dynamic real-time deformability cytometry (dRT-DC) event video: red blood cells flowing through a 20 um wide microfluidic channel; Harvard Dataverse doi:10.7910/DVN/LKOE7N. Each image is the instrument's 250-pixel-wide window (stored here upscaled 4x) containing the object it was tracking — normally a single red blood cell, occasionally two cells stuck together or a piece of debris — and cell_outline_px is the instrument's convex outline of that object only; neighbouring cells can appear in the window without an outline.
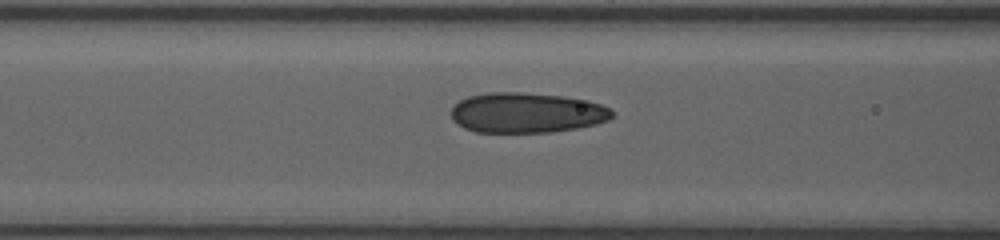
{"species": "human", "species_latin": "Homo sapiens", "temperature_condition": "room temperature", "stored_images_in_passage": 42, "camera_frame_rate_fps": 3000, "um_per_image_px": 0.085, "donor": {"sex": "female"}, "frame": {"image": 1, "passage_image": 19, "time_ms": 6.0, "image_size_px": [1000, 240], "cell_outline_px": [[612, 116], [608, 120], [596, 124], [576, 128], [552, 132], [476, 132], [464, 128], [452, 120], [452, 108], [460, 100], [468, 96], [488, 92], [520, 92], [564, 96], [588, 100], [600, 104], [608, 108], [612, 112]], "centroid_in_image_um": [44.75, 9.58], "position_along_channel_um": 121.8, "area_um2": 37.69}}
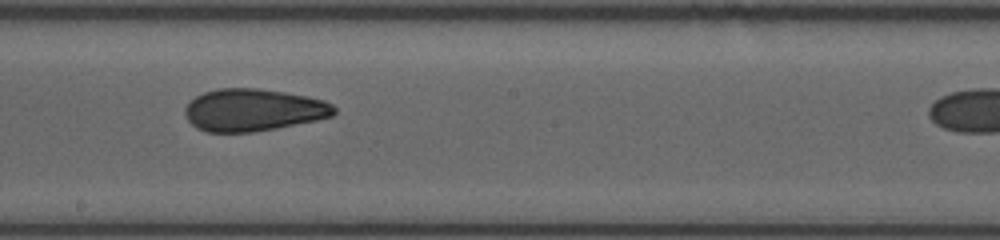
{"frame": {"image": 2, "passage_image": 27, "time_ms": 8.667, "image_size_px": [1000, 240], "cell_outline_px": [[336, 112], [332, 116], [316, 120], [276, 128], [252, 132], [208, 132], [196, 128], [188, 120], [184, 112], [184, 108], [196, 96], [204, 92], [216, 88], [256, 88], [284, 92], [308, 96], [324, 100], [332, 104], [336, 108]], "centroid_in_image_um": [21.53, 9.34], "position_along_channel_um": 226.7, "area_um2": 36.76}}
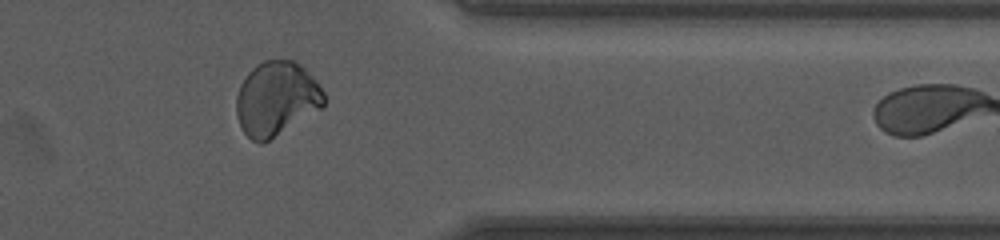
{"frame": {"image": 3, "passage_image": 40, "time_ms": 13.0, "image_size_px": [1000, 240], "cell_outline_px": [[324, 104], [320, 108], [264, 144], [260, 144], [252, 140], [244, 132], [236, 116], [236, 96], [240, 84], [248, 72], [256, 64], [264, 60], [292, 60], [304, 68], [312, 76], [324, 92]], "centroid_in_image_um": [23.45, 8.39], "position_along_channel_um": 387.9, "area_um2": 37.69}}